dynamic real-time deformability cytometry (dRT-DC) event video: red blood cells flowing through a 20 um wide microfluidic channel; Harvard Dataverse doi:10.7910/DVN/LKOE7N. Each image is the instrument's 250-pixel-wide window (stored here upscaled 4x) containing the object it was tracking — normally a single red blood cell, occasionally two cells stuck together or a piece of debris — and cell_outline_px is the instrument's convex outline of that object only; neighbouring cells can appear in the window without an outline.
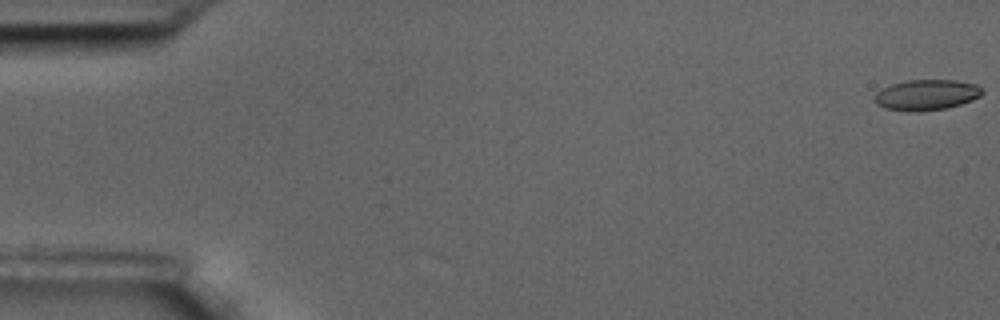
{"species": "common noctule bat (a hibernating species)", "species_latin": "Nyctalus noctula", "temperature_condition": "room temperature", "stored_images_in_passage": 59, "camera_frame_rate_fps": 3000, "um_per_image_px": 0.085, "animal": {"sex": "male", "body_mass_g": 17.5, "forearm_length_mm": 52.3}, "frame": {"image": 1, "passage_image": 1, "time_ms": 0.0, "image_size_px": [1000, 320], "cell_outline_px": [[984, 92], [980, 96], [972, 100], [960, 104], [944, 108], [916, 112], [884, 108], [876, 104], [876, 92], [880, 88], [892, 84], [908, 80], [956, 80], [976, 84]], "centroid_in_image_um": [78.74, 8.05], "position_along_channel_um": 6.3, "area_um2": 19.07}}
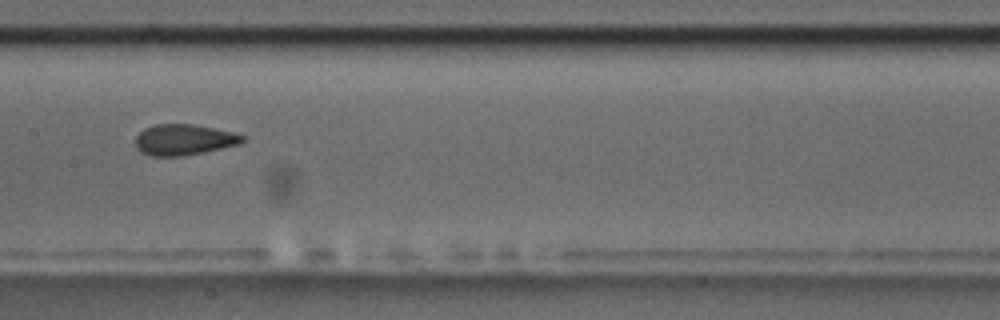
{"frame": {"image": 2, "passage_image": 30, "time_ms": 9.667, "image_size_px": [1000, 320], "cell_outline_px": [[244, 140], [240, 144], [204, 152], [184, 156], [148, 156], [140, 152], [136, 148], [136, 136], [144, 128], [156, 124], [192, 124], [232, 132], [244, 136]], "centroid_in_image_um": [15.59, 11.89], "position_along_channel_um": 191.8, "area_um2": 19.25}}
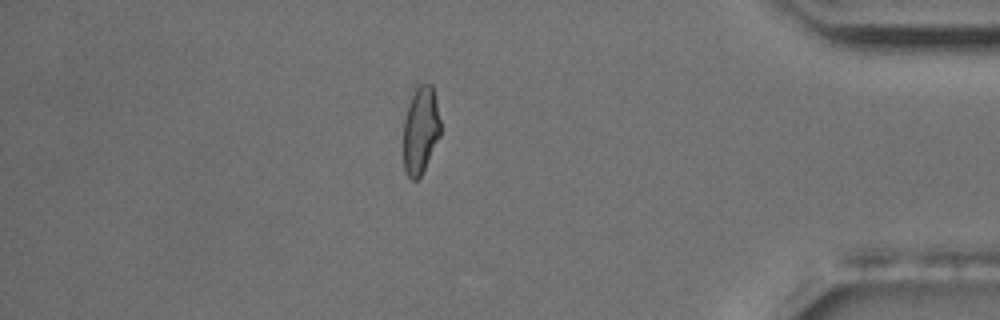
{"frame": {"image": 3, "passage_image": 51, "time_ms": 16.667, "image_size_px": [1000, 320], "cell_outline_px": [[440, 136], [420, 176], [416, 180], [412, 180], [408, 176], [404, 168], [404, 120], [408, 104], [416, 88], [420, 84], [432, 84], [440, 120]], "centroid_in_image_um": [35.74, 11.06], "position_along_channel_um": 399.5, "area_um2": 18.55}, "authors_computed_cell_mechanics": {"area_um2": 19.4208, "velocity_mm_per_s": 3.4832, "shape_relaxation_time_tau1_ms": 8.482, "shape_relaxation_time_tau2_ms": 1.4698, "deformation_change_tau1": 0.1574, "deformation_change_tau2": 0.0756}}